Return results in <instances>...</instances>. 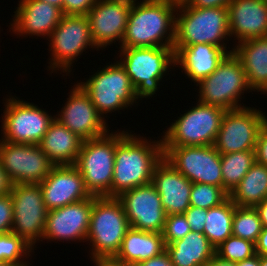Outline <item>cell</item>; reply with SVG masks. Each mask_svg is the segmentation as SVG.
I'll return each instance as SVG.
<instances>
[{"mask_svg": "<svg viewBox=\"0 0 267 266\" xmlns=\"http://www.w3.org/2000/svg\"><path fill=\"white\" fill-rule=\"evenodd\" d=\"M236 205L228 198L221 205L207 210L203 234L215 249L232 236V219Z\"/></svg>", "mask_w": 267, "mask_h": 266, "instance_id": "obj_30", "label": "cell"}, {"mask_svg": "<svg viewBox=\"0 0 267 266\" xmlns=\"http://www.w3.org/2000/svg\"><path fill=\"white\" fill-rule=\"evenodd\" d=\"M255 152V162L267 166V118L259 130Z\"/></svg>", "mask_w": 267, "mask_h": 266, "instance_id": "obj_39", "label": "cell"}, {"mask_svg": "<svg viewBox=\"0 0 267 266\" xmlns=\"http://www.w3.org/2000/svg\"><path fill=\"white\" fill-rule=\"evenodd\" d=\"M233 52L242 62L250 91L267 94V36L237 43Z\"/></svg>", "mask_w": 267, "mask_h": 266, "instance_id": "obj_25", "label": "cell"}, {"mask_svg": "<svg viewBox=\"0 0 267 266\" xmlns=\"http://www.w3.org/2000/svg\"><path fill=\"white\" fill-rule=\"evenodd\" d=\"M120 64L130 77L137 100L150 98L158 90L160 81L175 65L173 47L120 48Z\"/></svg>", "mask_w": 267, "mask_h": 266, "instance_id": "obj_6", "label": "cell"}, {"mask_svg": "<svg viewBox=\"0 0 267 266\" xmlns=\"http://www.w3.org/2000/svg\"><path fill=\"white\" fill-rule=\"evenodd\" d=\"M10 96L4 103L2 139L10 143L38 145L55 116L33 103Z\"/></svg>", "mask_w": 267, "mask_h": 266, "instance_id": "obj_11", "label": "cell"}, {"mask_svg": "<svg viewBox=\"0 0 267 266\" xmlns=\"http://www.w3.org/2000/svg\"><path fill=\"white\" fill-rule=\"evenodd\" d=\"M255 254V243L233 235L228 237L215 250V255L219 258L233 263L241 262Z\"/></svg>", "mask_w": 267, "mask_h": 266, "instance_id": "obj_35", "label": "cell"}, {"mask_svg": "<svg viewBox=\"0 0 267 266\" xmlns=\"http://www.w3.org/2000/svg\"><path fill=\"white\" fill-rule=\"evenodd\" d=\"M136 266H173V264L170 260V256L168 255V253L164 251L162 254L144 260L139 264H137Z\"/></svg>", "mask_w": 267, "mask_h": 266, "instance_id": "obj_42", "label": "cell"}, {"mask_svg": "<svg viewBox=\"0 0 267 266\" xmlns=\"http://www.w3.org/2000/svg\"><path fill=\"white\" fill-rule=\"evenodd\" d=\"M130 228L124 207L117 197H96L86 238L92 248L91 261L97 265L112 260Z\"/></svg>", "mask_w": 267, "mask_h": 266, "instance_id": "obj_3", "label": "cell"}, {"mask_svg": "<svg viewBox=\"0 0 267 266\" xmlns=\"http://www.w3.org/2000/svg\"><path fill=\"white\" fill-rule=\"evenodd\" d=\"M18 2L10 28L13 33L19 36L26 35L24 37L43 36L48 40L63 16L62 10L41 0H20Z\"/></svg>", "mask_w": 267, "mask_h": 266, "instance_id": "obj_21", "label": "cell"}, {"mask_svg": "<svg viewBox=\"0 0 267 266\" xmlns=\"http://www.w3.org/2000/svg\"><path fill=\"white\" fill-rule=\"evenodd\" d=\"M95 266H136V265H123L112 260H107V261L100 262Z\"/></svg>", "mask_w": 267, "mask_h": 266, "instance_id": "obj_48", "label": "cell"}, {"mask_svg": "<svg viewBox=\"0 0 267 266\" xmlns=\"http://www.w3.org/2000/svg\"><path fill=\"white\" fill-rule=\"evenodd\" d=\"M196 104L165 130L163 147L215 144L226 110L200 101Z\"/></svg>", "mask_w": 267, "mask_h": 266, "instance_id": "obj_7", "label": "cell"}, {"mask_svg": "<svg viewBox=\"0 0 267 266\" xmlns=\"http://www.w3.org/2000/svg\"><path fill=\"white\" fill-rule=\"evenodd\" d=\"M48 41L51 51L48 68L52 73L61 70L70 74L76 57L81 56L87 48H97L92 40L86 15L63 14Z\"/></svg>", "mask_w": 267, "mask_h": 266, "instance_id": "obj_10", "label": "cell"}, {"mask_svg": "<svg viewBox=\"0 0 267 266\" xmlns=\"http://www.w3.org/2000/svg\"><path fill=\"white\" fill-rule=\"evenodd\" d=\"M39 185L48 210L61 208L91 196L85 188L80 171L74 165L54 166Z\"/></svg>", "mask_w": 267, "mask_h": 266, "instance_id": "obj_20", "label": "cell"}, {"mask_svg": "<svg viewBox=\"0 0 267 266\" xmlns=\"http://www.w3.org/2000/svg\"><path fill=\"white\" fill-rule=\"evenodd\" d=\"M13 225V201L11 194L0 195V234L12 231Z\"/></svg>", "mask_w": 267, "mask_h": 266, "instance_id": "obj_37", "label": "cell"}, {"mask_svg": "<svg viewBox=\"0 0 267 266\" xmlns=\"http://www.w3.org/2000/svg\"><path fill=\"white\" fill-rule=\"evenodd\" d=\"M82 142L81 138L55 118L38 146L55 166L74 165Z\"/></svg>", "mask_w": 267, "mask_h": 266, "instance_id": "obj_27", "label": "cell"}, {"mask_svg": "<svg viewBox=\"0 0 267 266\" xmlns=\"http://www.w3.org/2000/svg\"><path fill=\"white\" fill-rule=\"evenodd\" d=\"M132 3L129 0H97L86 14L97 50L101 47L105 49L118 40L121 45Z\"/></svg>", "mask_w": 267, "mask_h": 266, "instance_id": "obj_18", "label": "cell"}, {"mask_svg": "<svg viewBox=\"0 0 267 266\" xmlns=\"http://www.w3.org/2000/svg\"><path fill=\"white\" fill-rule=\"evenodd\" d=\"M78 84L89 95L103 119L107 113L128 109L137 103L135 88L119 61L97 70L86 82Z\"/></svg>", "mask_w": 267, "mask_h": 266, "instance_id": "obj_8", "label": "cell"}, {"mask_svg": "<svg viewBox=\"0 0 267 266\" xmlns=\"http://www.w3.org/2000/svg\"><path fill=\"white\" fill-rule=\"evenodd\" d=\"M205 266H236V263L223 260L215 255Z\"/></svg>", "mask_w": 267, "mask_h": 266, "instance_id": "obj_46", "label": "cell"}, {"mask_svg": "<svg viewBox=\"0 0 267 266\" xmlns=\"http://www.w3.org/2000/svg\"><path fill=\"white\" fill-rule=\"evenodd\" d=\"M183 214L192 232L203 233L207 220V209L190 206Z\"/></svg>", "mask_w": 267, "mask_h": 266, "instance_id": "obj_38", "label": "cell"}, {"mask_svg": "<svg viewBox=\"0 0 267 266\" xmlns=\"http://www.w3.org/2000/svg\"><path fill=\"white\" fill-rule=\"evenodd\" d=\"M129 133L109 132L82 142L74 166L80 171L86 190L92 196L111 197L116 145Z\"/></svg>", "mask_w": 267, "mask_h": 266, "instance_id": "obj_5", "label": "cell"}, {"mask_svg": "<svg viewBox=\"0 0 267 266\" xmlns=\"http://www.w3.org/2000/svg\"><path fill=\"white\" fill-rule=\"evenodd\" d=\"M131 133L116 145L111 197L152 182L154 168L163 159L162 139L151 142Z\"/></svg>", "mask_w": 267, "mask_h": 266, "instance_id": "obj_1", "label": "cell"}, {"mask_svg": "<svg viewBox=\"0 0 267 266\" xmlns=\"http://www.w3.org/2000/svg\"><path fill=\"white\" fill-rule=\"evenodd\" d=\"M96 197L91 195L82 201L49 210L42 240L86 242Z\"/></svg>", "mask_w": 267, "mask_h": 266, "instance_id": "obj_19", "label": "cell"}, {"mask_svg": "<svg viewBox=\"0 0 267 266\" xmlns=\"http://www.w3.org/2000/svg\"><path fill=\"white\" fill-rule=\"evenodd\" d=\"M0 162L13 184H39L55 166L38 145L0 140Z\"/></svg>", "mask_w": 267, "mask_h": 266, "instance_id": "obj_15", "label": "cell"}, {"mask_svg": "<svg viewBox=\"0 0 267 266\" xmlns=\"http://www.w3.org/2000/svg\"><path fill=\"white\" fill-rule=\"evenodd\" d=\"M32 250L34 248L22 237L12 232L0 234V261L9 262L15 266H29L30 263H27L29 261H24V257L29 258Z\"/></svg>", "mask_w": 267, "mask_h": 266, "instance_id": "obj_33", "label": "cell"}, {"mask_svg": "<svg viewBox=\"0 0 267 266\" xmlns=\"http://www.w3.org/2000/svg\"><path fill=\"white\" fill-rule=\"evenodd\" d=\"M173 49L175 51V65H179L185 75L196 85L212 74L229 54L222 47L207 43Z\"/></svg>", "mask_w": 267, "mask_h": 266, "instance_id": "obj_24", "label": "cell"}, {"mask_svg": "<svg viewBox=\"0 0 267 266\" xmlns=\"http://www.w3.org/2000/svg\"><path fill=\"white\" fill-rule=\"evenodd\" d=\"M12 185L13 183L10 181L7 172L0 162V195L9 194L11 192Z\"/></svg>", "mask_w": 267, "mask_h": 266, "instance_id": "obj_44", "label": "cell"}, {"mask_svg": "<svg viewBox=\"0 0 267 266\" xmlns=\"http://www.w3.org/2000/svg\"><path fill=\"white\" fill-rule=\"evenodd\" d=\"M254 208L259 214L262 226L267 227V198H265L261 203L257 204Z\"/></svg>", "mask_w": 267, "mask_h": 266, "instance_id": "obj_45", "label": "cell"}, {"mask_svg": "<svg viewBox=\"0 0 267 266\" xmlns=\"http://www.w3.org/2000/svg\"><path fill=\"white\" fill-rule=\"evenodd\" d=\"M267 116L254 107L226 110L215 141L220 154L254 150L261 125Z\"/></svg>", "mask_w": 267, "mask_h": 266, "instance_id": "obj_14", "label": "cell"}, {"mask_svg": "<svg viewBox=\"0 0 267 266\" xmlns=\"http://www.w3.org/2000/svg\"><path fill=\"white\" fill-rule=\"evenodd\" d=\"M175 16L173 48L207 43L233 53L234 47L228 51L224 42L230 38L227 8H194L185 3L177 7Z\"/></svg>", "mask_w": 267, "mask_h": 266, "instance_id": "obj_4", "label": "cell"}, {"mask_svg": "<svg viewBox=\"0 0 267 266\" xmlns=\"http://www.w3.org/2000/svg\"><path fill=\"white\" fill-rule=\"evenodd\" d=\"M170 3L175 4L177 6L188 3L190 0H168Z\"/></svg>", "mask_w": 267, "mask_h": 266, "instance_id": "obj_50", "label": "cell"}, {"mask_svg": "<svg viewBox=\"0 0 267 266\" xmlns=\"http://www.w3.org/2000/svg\"><path fill=\"white\" fill-rule=\"evenodd\" d=\"M97 0H64L63 14L86 15Z\"/></svg>", "mask_w": 267, "mask_h": 266, "instance_id": "obj_40", "label": "cell"}, {"mask_svg": "<svg viewBox=\"0 0 267 266\" xmlns=\"http://www.w3.org/2000/svg\"><path fill=\"white\" fill-rule=\"evenodd\" d=\"M267 198V166L255 162L240 183L229 193V199L240 207H255Z\"/></svg>", "mask_w": 267, "mask_h": 266, "instance_id": "obj_29", "label": "cell"}, {"mask_svg": "<svg viewBox=\"0 0 267 266\" xmlns=\"http://www.w3.org/2000/svg\"><path fill=\"white\" fill-rule=\"evenodd\" d=\"M215 250L208 238L197 231L166 245L173 266H205L215 256Z\"/></svg>", "mask_w": 267, "mask_h": 266, "instance_id": "obj_28", "label": "cell"}, {"mask_svg": "<svg viewBox=\"0 0 267 266\" xmlns=\"http://www.w3.org/2000/svg\"><path fill=\"white\" fill-rule=\"evenodd\" d=\"M70 92L68 101L55 118L83 141L106 135L109 132L107 120L98 113L89 95L78 83Z\"/></svg>", "mask_w": 267, "mask_h": 266, "instance_id": "obj_17", "label": "cell"}, {"mask_svg": "<svg viewBox=\"0 0 267 266\" xmlns=\"http://www.w3.org/2000/svg\"><path fill=\"white\" fill-rule=\"evenodd\" d=\"M166 251L162 233L146 232L130 228L121 247L112 259L123 265H137Z\"/></svg>", "mask_w": 267, "mask_h": 266, "instance_id": "obj_26", "label": "cell"}, {"mask_svg": "<svg viewBox=\"0 0 267 266\" xmlns=\"http://www.w3.org/2000/svg\"><path fill=\"white\" fill-rule=\"evenodd\" d=\"M230 38L237 43L267 36V2L232 0L227 6Z\"/></svg>", "mask_w": 267, "mask_h": 266, "instance_id": "obj_23", "label": "cell"}, {"mask_svg": "<svg viewBox=\"0 0 267 266\" xmlns=\"http://www.w3.org/2000/svg\"><path fill=\"white\" fill-rule=\"evenodd\" d=\"M236 266H259V255L256 253L254 256L236 263Z\"/></svg>", "mask_w": 267, "mask_h": 266, "instance_id": "obj_47", "label": "cell"}, {"mask_svg": "<svg viewBox=\"0 0 267 266\" xmlns=\"http://www.w3.org/2000/svg\"><path fill=\"white\" fill-rule=\"evenodd\" d=\"M10 194L13 201L11 232L35 248V243L42 241L49 211L41 187L32 183L13 184Z\"/></svg>", "mask_w": 267, "mask_h": 266, "instance_id": "obj_12", "label": "cell"}, {"mask_svg": "<svg viewBox=\"0 0 267 266\" xmlns=\"http://www.w3.org/2000/svg\"><path fill=\"white\" fill-rule=\"evenodd\" d=\"M163 158L192 183L223 187L221 154L214 145L163 147Z\"/></svg>", "mask_w": 267, "mask_h": 266, "instance_id": "obj_13", "label": "cell"}, {"mask_svg": "<svg viewBox=\"0 0 267 266\" xmlns=\"http://www.w3.org/2000/svg\"><path fill=\"white\" fill-rule=\"evenodd\" d=\"M255 163L254 150L221 154L223 188L230 193Z\"/></svg>", "mask_w": 267, "mask_h": 266, "instance_id": "obj_31", "label": "cell"}, {"mask_svg": "<svg viewBox=\"0 0 267 266\" xmlns=\"http://www.w3.org/2000/svg\"><path fill=\"white\" fill-rule=\"evenodd\" d=\"M191 232L184 214H171L166 217L164 230L162 232L165 245L182 239Z\"/></svg>", "mask_w": 267, "mask_h": 266, "instance_id": "obj_36", "label": "cell"}, {"mask_svg": "<svg viewBox=\"0 0 267 266\" xmlns=\"http://www.w3.org/2000/svg\"><path fill=\"white\" fill-rule=\"evenodd\" d=\"M177 7L168 0L133 2L119 48L173 47Z\"/></svg>", "mask_w": 267, "mask_h": 266, "instance_id": "obj_2", "label": "cell"}, {"mask_svg": "<svg viewBox=\"0 0 267 266\" xmlns=\"http://www.w3.org/2000/svg\"><path fill=\"white\" fill-rule=\"evenodd\" d=\"M259 214L254 207L236 206L232 219V235L256 243L262 231Z\"/></svg>", "mask_w": 267, "mask_h": 266, "instance_id": "obj_32", "label": "cell"}, {"mask_svg": "<svg viewBox=\"0 0 267 266\" xmlns=\"http://www.w3.org/2000/svg\"><path fill=\"white\" fill-rule=\"evenodd\" d=\"M255 252L261 256H267V227H263L255 243Z\"/></svg>", "mask_w": 267, "mask_h": 266, "instance_id": "obj_43", "label": "cell"}, {"mask_svg": "<svg viewBox=\"0 0 267 266\" xmlns=\"http://www.w3.org/2000/svg\"><path fill=\"white\" fill-rule=\"evenodd\" d=\"M196 86H199L198 101L224 110L242 108L241 95L250 90L242 62L234 52Z\"/></svg>", "mask_w": 267, "mask_h": 266, "instance_id": "obj_9", "label": "cell"}, {"mask_svg": "<svg viewBox=\"0 0 267 266\" xmlns=\"http://www.w3.org/2000/svg\"><path fill=\"white\" fill-rule=\"evenodd\" d=\"M259 266H267V256L259 255Z\"/></svg>", "mask_w": 267, "mask_h": 266, "instance_id": "obj_51", "label": "cell"}, {"mask_svg": "<svg viewBox=\"0 0 267 266\" xmlns=\"http://www.w3.org/2000/svg\"><path fill=\"white\" fill-rule=\"evenodd\" d=\"M117 198L124 207L131 228L146 232H163L167 215L152 182L125 191Z\"/></svg>", "mask_w": 267, "mask_h": 266, "instance_id": "obj_16", "label": "cell"}, {"mask_svg": "<svg viewBox=\"0 0 267 266\" xmlns=\"http://www.w3.org/2000/svg\"><path fill=\"white\" fill-rule=\"evenodd\" d=\"M0 266H15V265L9 262L0 261Z\"/></svg>", "mask_w": 267, "mask_h": 266, "instance_id": "obj_52", "label": "cell"}, {"mask_svg": "<svg viewBox=\"0 0 267 266\" xmlns=\"http://www.w3.org/2000/svg\"><path fill=\"white\" fill-rule=\"evenodd\" d=\"M152 183L167 216L183 214L190 207L192 182L164 158L154 168Z\"/></svg>", "mask_w": 267, "mask_h": 266, "instance_id": "obj_22", "label": "cell"}, {"mask_svg": "<svg viewBox=\"0 0 267 266\" xmlns=\"http://www.w3.org/2000/svg\"><path fill=\"white\" fill-rule=\"evenodd\" d=\"M41 1H44V2H47L49 4H52V5L59 7L63 13V1L64 0H41Z\"/></svg>", "mask_w": 267, "mask_h": 266, "instance_id": "obj_49", "label": "cell"}, {"mask_svg": "<svg viewBox=\"0 0 267 266\" xmlns=\"http://www.w3.org/2000/svg\"><path fill=\"white\" fill-rule=\"evenodd\" d=\"M229 198V193L219 186L192 183L190 206L210 209L221 205Z\"/></svg>", "mask_w": 267, "mask_h": 266, "instance_id": "obj_34", "label": "cell"}, {"mask_svg": "<svg viewBox=\"0 0 267 266\" xmlns=\"http://www.w3.org/2000/svg\"><path fill=\"white\" fill-rule=\"evenodd\" d=\"M232 0H190L187 4L194 8H227Z\"/></svg>", "mask_w": 267, "mask_h": 266, "instance_id": "obj_41", "label": "cell"}]
</instances>
